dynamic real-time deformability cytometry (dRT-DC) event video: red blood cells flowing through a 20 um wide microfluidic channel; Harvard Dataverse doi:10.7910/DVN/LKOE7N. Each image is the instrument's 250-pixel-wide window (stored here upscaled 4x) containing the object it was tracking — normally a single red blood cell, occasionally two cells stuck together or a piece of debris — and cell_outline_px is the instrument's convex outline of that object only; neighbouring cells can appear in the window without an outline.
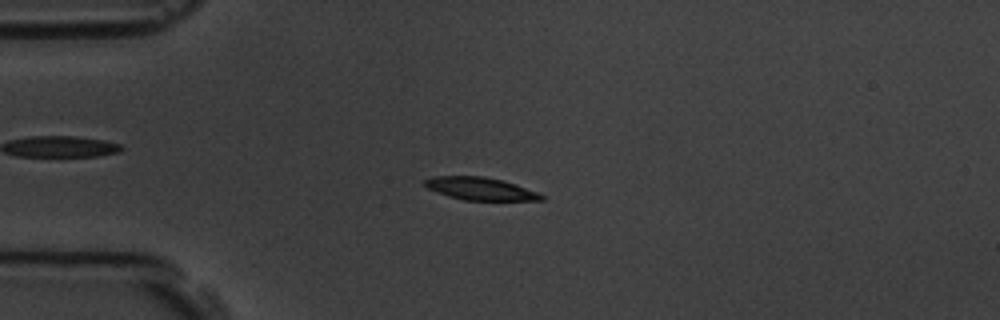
{"species": "common noctule bat (a hibernating species)", "species_latin": "Nyctalus noctula", "temperature_condition": "room temperature", "stored_images_in_passage": 9, "camera_frame_rate_fps": 3000, "um_per_image_px": 0.085, "animal": {"sex": "male", "body_mass_g": 19.5, "forearm_length_mm": 54.6}, "frame": {"image": 1, "passage_image": 4, "time_ms": 4.333, "image_size_px": [1000, 320], "cell_outline_px": [[544, 200], [464, 200], [448, 196], [436, 192], [428, 188], [424, 184], [424, 180], [432, 176], [484, 176], [504, 180], [540, 192], [544, 196]], "centroid_in_image_um": [40.85, 16.03], "position_along_channel_um": 44.1, "area_um2": 15.55}}
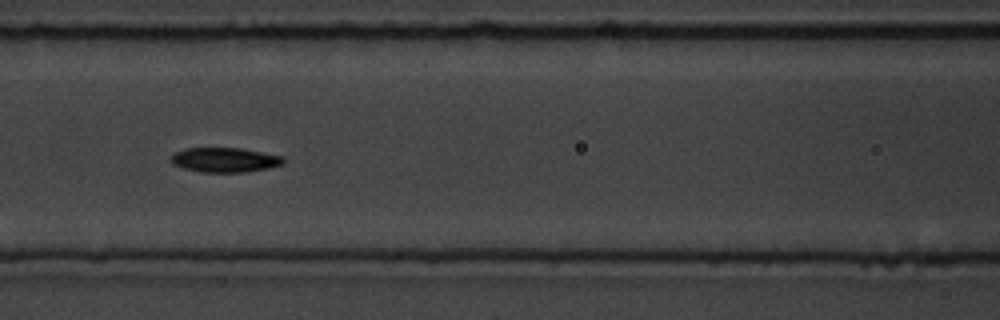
{"frame": {"image": 2, "passage_image": 7, "time_ms": 7.667, "image_size_px": [1000, 320], "cell_outline_px": [[284, 164], [268, 168], [248, 172], [200, 172], [184, 168], [172, 164], [168, 160], [168, 156], [184, 148], [240, 148], [284, 156]], "centroid_in_image_um": [19.07, 13.59], "position_along_channel_um": 147.5, "area_um2": 16.36}}
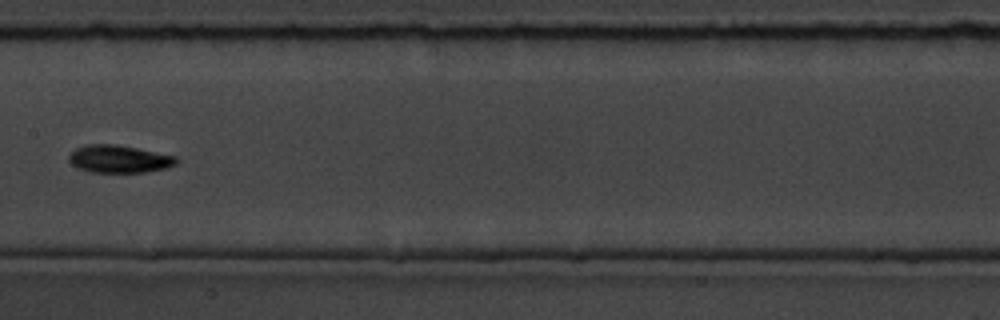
{"frame": {"image": 3, "passage_image": 8, "time_ms": 9.0, "image_size_px": [1000, 320], "cell_outline_px": [[180, 160], [176, 164], [164, 168], [148, 172], [88, 172], [76, 168], [68, 160], [68, 156], [76, 148], [88, 144], [116, 144], [176, 156]], "centroid_in_image_um": [10.1, 13.52], "position_along_channel_um": 197.3, "area_um2": 17.34}}